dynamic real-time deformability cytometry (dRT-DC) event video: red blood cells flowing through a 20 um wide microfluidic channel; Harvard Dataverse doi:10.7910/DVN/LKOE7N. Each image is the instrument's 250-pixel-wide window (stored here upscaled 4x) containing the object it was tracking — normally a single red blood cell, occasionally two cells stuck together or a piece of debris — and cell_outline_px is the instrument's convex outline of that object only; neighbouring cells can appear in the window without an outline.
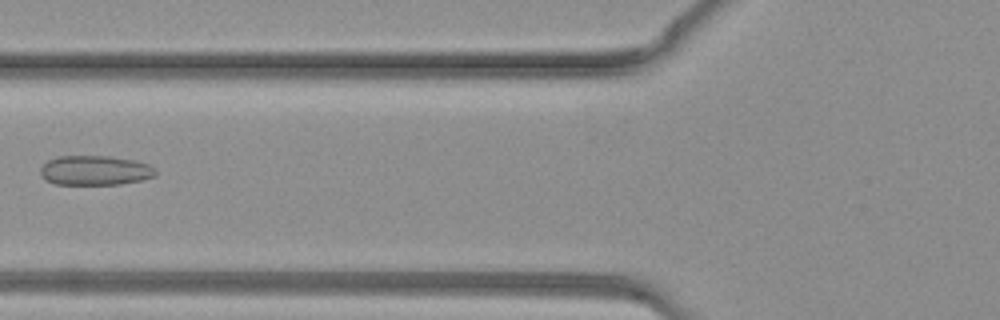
{"species": "common noctule bat (a hibernating species)", "species_latin": "Nyctalus noctula", "temperature_condition": "warm", "stored_images_in_passage": 26, "camera_frame_rate_fps": 3000, "um_per_image_px": 0.085, "animal": {"sex": "female", "body_mass_g": 19.3, "forearm_length_mm": 54.1}, "frame": {"image": 1, "passage_image": 5, "time_ms": 1.333, "image_size_px": [1000, 320], "cell_outline_px": [[156, 176], [140, 180], [120, 184], [56, 184], [44, 180], [40, 176], [40, 168], [48, 160], [56, 156], [108, 156], [136, 160], [148, 164], [156, 168]], "centroid_in_image_um": [8.06, 14.48], "position_along_channel_um": 117.7, "area_um2": 20.06}}
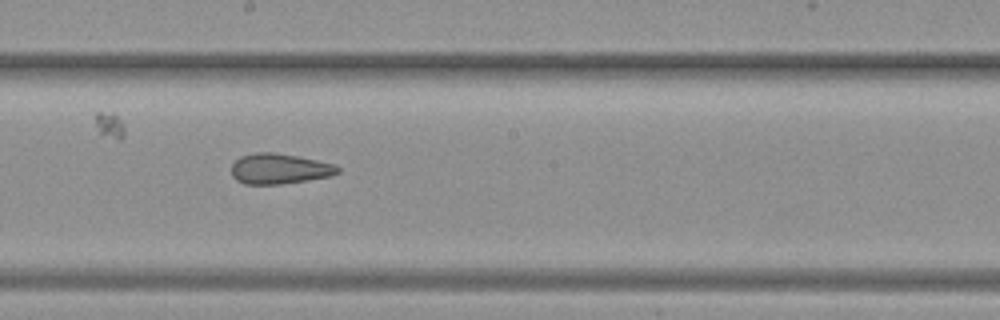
{"frame": {"image": 2, "passage_image": 11, "time_ms": 3.333, "image_size_px": [1000, 320], "cell_outline_px": [[340, 172], [332, 176], [280, 184], [244, 184], [236, 180], [232, 176], [232, 164], [240, 156], [256, 152], [276, 152], [336, 164], [340, 168]], "centroid_in_image_um": [23.75, 14.34], "position_along_channel_um": 224.4, "area_um2": 18.9}}
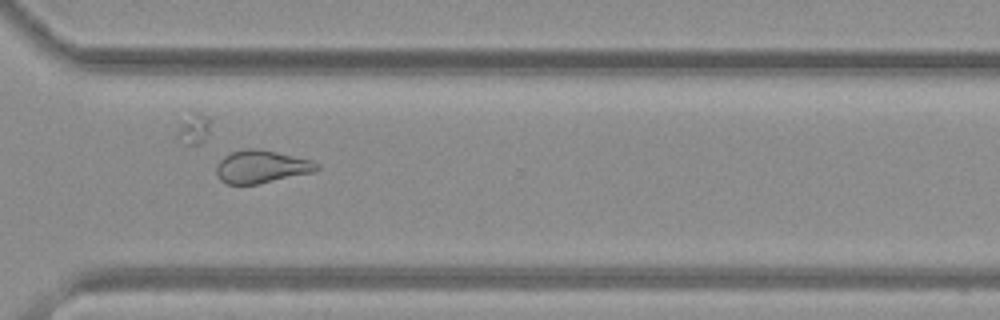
{"frame": {"image": 3, "passage_image": 18, "time_ms": 5.667, "image_size_px": [1000, 320], "cell_outline_px": [[320, 168], [312, 172], [256, 184], [228, 184], [220, 180], [216, 176], [216, 168], [220, 160], [224, 156], [232, 152], [244, 148], [260, 148], [312, 160], [320, 164]], "centroid_in_image_um": [22.21, 14.15], "position_along_channel_um": 348.4, "area_um2": 19.19}}